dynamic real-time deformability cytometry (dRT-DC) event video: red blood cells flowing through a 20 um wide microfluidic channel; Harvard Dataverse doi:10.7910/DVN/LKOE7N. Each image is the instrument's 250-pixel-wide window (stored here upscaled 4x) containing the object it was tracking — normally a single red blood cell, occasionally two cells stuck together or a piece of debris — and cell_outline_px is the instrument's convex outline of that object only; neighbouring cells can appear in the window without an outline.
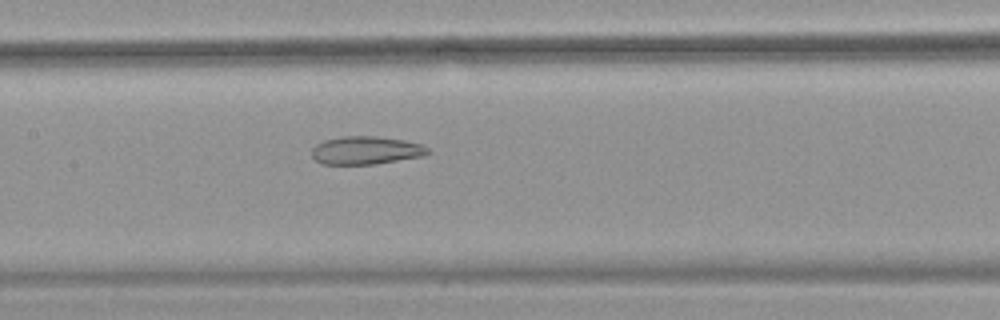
{"species": "common noctule bat (a hibernating species)", "species_latin": "Nyctalus noctula", "temperature_condition": "warm", "stored_images_in_passage": 32, "camera_frame_rate_fps": 3000, "um_per_image_px": 0.085, "animal": {"sex": "female", "body_mass_g": 18.4}, "frame": {"image": 1, "passage_image": 27, "time_ms": 8.667, "image_size_px": [1000, 320], "cell_outline_px": [[432, 152], [424, 156], [376, 164], [320, 164], [312, 156], [312, 148], [316, 144], [324, 140], [340, 136], [380, 136], [404, 140], [420, 144], [428, 148]], "centroid_in_image_um": [31.11, 12.78], "position_along_channel_um": 176.3, "area_um2": 19.19}}
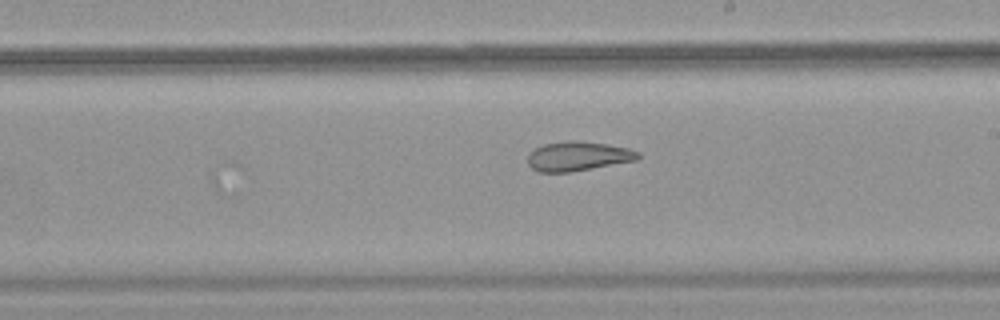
{"frame": {"image": 2, "passage_image": 32, "time_ms": 10.333, "image_size_px": [1000, 320], "cell_outline_px": [[640, 156], [636, 160], [568, 172], [536, 172], [528, 164], [528, 152], [544, 144], [568, 140], [580, 140], [608, 144], [628, 148], [640, 152]], "centroid_in_image_um": [49.1, 13.26], "position_along_channel_um": 239.9, "area_um2": 18.9}}